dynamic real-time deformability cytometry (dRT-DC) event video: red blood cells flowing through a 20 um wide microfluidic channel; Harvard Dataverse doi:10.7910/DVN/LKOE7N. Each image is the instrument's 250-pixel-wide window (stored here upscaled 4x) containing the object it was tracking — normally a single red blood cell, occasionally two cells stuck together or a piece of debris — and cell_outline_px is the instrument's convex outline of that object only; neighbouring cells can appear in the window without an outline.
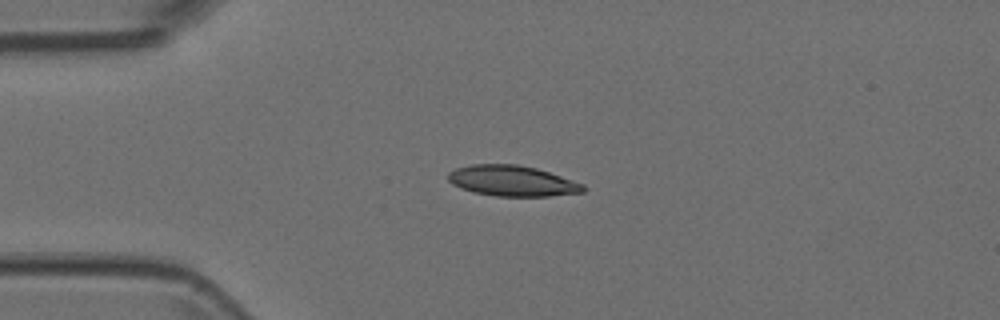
{"species": "Egyptian fruit bat (a non-hibernating species)", "species_latin": "Rousettus aegyptiacus", "temperature_condition": "room temperature", "stored_images_in_passage": 3, "camera_frame_rate_fps": 3000, "um_per_image_px": 0.085, "animal": {"sex": "female"}, "frame": {"image": 1, "passage_image": 1, "time_ms": 0.0, "image_size_px": [1000, 320], "cell_outline_px": [[588, 188], [584, 192], [548, 196], [496, 196], [472, 192], [460, 188], [452, 184], [448, 180], [448, 172], [456, 168], [472, 164], [516, 164], [536, 168], [584, 184]], "centroid_in_image_um": [43.53, 15.38], "position_along_channel_um": 41.5, "area_um2": 24.16}}
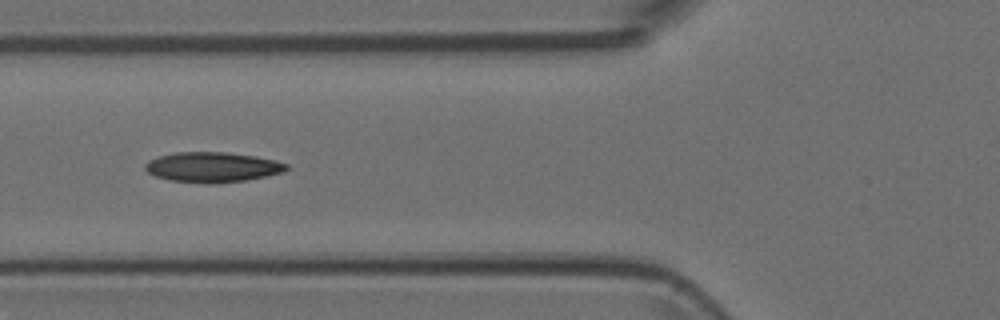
{"frame": {"image": 2, "passage_image": 3, "time_ms": 0.667, "image_size_px": [1000, 320], "cell_outline_px": [[292, 168], [280, 172], [264, 176], [244, 180], [216, 184], [212, 184], [172, 180], [156, 176], [148, 172], [144, 168], [144, 164], [148, 160], [160, 156], [176, 152], [224, 152], [256, 156], [276, 160], [288, 164]], "centroid_in_image_um": [18.07, 14.2], "position_along_channel_um": 107.7, "area_um2": 24.68}}